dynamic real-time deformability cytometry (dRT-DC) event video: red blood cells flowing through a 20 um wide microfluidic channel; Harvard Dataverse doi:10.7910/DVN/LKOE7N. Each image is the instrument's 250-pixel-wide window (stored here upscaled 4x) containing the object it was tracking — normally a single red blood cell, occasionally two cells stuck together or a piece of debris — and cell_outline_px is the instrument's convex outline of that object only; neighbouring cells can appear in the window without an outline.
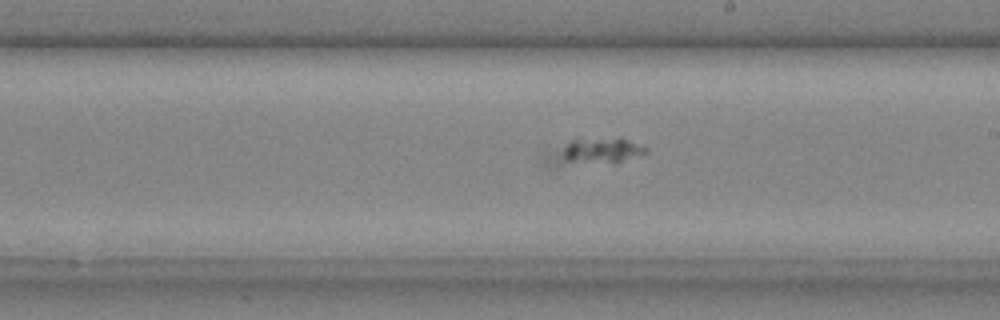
{"species": "common noctule bat (a hibernating species)", "species_latin": "Nyctalus noctula", "temperature_condition": "cold", "stored_images_in_passage": 42, "camera_frame_rate_fps": 3000, "um_per_image_px": 0.085, "animal": {"sex": "male", "body_mass_g": 20.4}, "frame": {"image": 1, "passage_image": 26, "time_ms": 8.333, "image_size_px": [1000, 320], "cell_outline_px": [[648, 152], [620, 160], [544, 160], [544, 156], [572, 140], [620, 136], [648, 148]], "centroid_in_image_um": [50.79, 12.72], "position_along_channel_um": 238.2, "area_um2": 12.89}}